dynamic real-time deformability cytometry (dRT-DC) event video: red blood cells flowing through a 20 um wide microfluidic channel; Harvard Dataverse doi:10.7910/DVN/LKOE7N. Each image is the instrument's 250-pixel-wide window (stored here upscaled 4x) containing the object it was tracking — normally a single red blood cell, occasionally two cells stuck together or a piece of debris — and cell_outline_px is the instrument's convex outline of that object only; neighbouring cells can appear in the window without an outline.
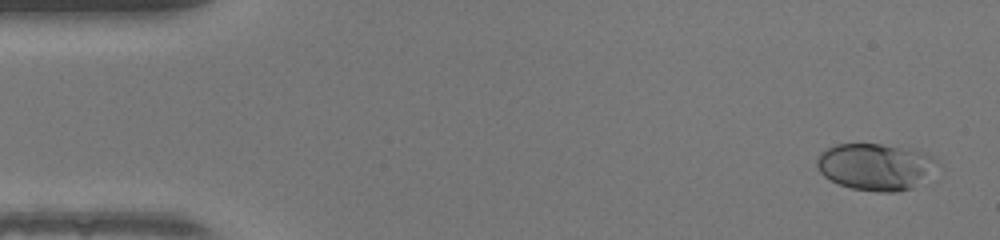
{"species": "human", "species_latin": "Homo sapiens", "temperature_condition": "warm", "stored_images_in_passage": 13, "camera_frame_rate_fps": 3000, "um_per_image_px": 0.085, "donor": {"sex": "female"}, "frame": {"image": 1, "passage_image": 2, "time_ms": 0.333, "image_size_px": [1000, 240], "cell_outline_px": [[936, 164], [912, 188], [896, 192], [876, 192], [852, 188], [840, 184], [824, 176], [820, 172], [816, 164], [816, 160], [820, 152], [836, 144], [880, 144], [912, 148], [924, 152], [932, 156]], "centroid_in_image_um": [74.34, 14.15], "position_along_channel_um": 10.7, "area_um2": 32.31}}